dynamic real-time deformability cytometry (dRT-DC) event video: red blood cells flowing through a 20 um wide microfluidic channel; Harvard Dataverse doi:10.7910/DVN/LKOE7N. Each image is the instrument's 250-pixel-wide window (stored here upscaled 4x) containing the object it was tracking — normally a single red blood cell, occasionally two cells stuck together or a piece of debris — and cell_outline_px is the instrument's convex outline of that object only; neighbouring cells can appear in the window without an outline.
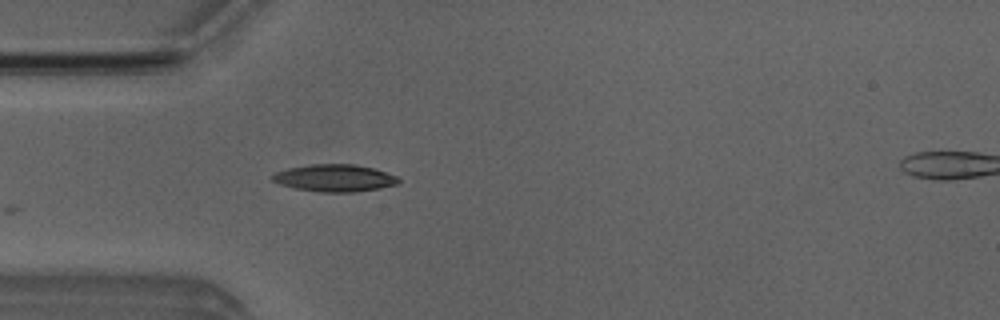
{"species": "Egyptian fruit bat (a non-hibernating species)", "species_latin": "Rousettus aegyptiacus", "temperature_condition": "room temperature", "stored_images_in_passage": 8, "camera_frame_rate_fps": 3000, "um_per_image_px": 0.085, "animal": {"sex": "male"}, "frame": {"image": 1, "passage_image": 2, "time_ms": 0.333, "image_size_px": [1000, 320], "cell_outline_px": [[400, 184], [380, 188], [356, 192], [320, 192], [296, 188], [280, 184], [272, 180], [272, 176], [276, 172], [288, 168], [312, 164], [356, 164], [372, 168], [396, 176], [400, 180]], "centroid_in_image_um": [28.47, 15.13], "position_along_channel_um": 56.5, "area_um2": 19.88}}